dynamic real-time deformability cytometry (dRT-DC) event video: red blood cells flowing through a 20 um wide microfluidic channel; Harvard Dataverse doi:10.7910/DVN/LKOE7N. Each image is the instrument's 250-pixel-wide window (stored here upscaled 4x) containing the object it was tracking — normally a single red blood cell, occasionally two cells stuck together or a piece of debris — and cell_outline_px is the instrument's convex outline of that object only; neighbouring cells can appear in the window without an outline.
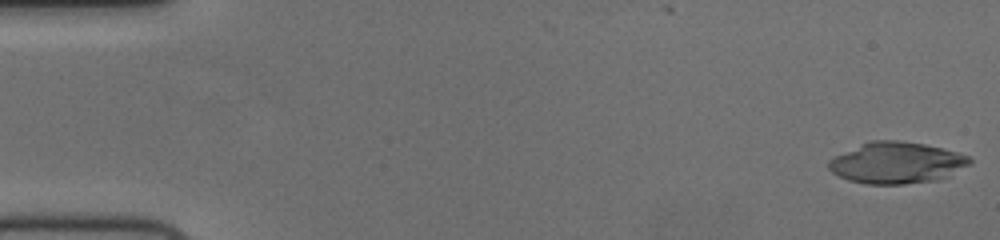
{"species": "human", "species_latin": "Homo sapiens", "temperature_condition": "cold", "stored_images_in_passage": 55, "camera_frame_rate_fps": 3000, "um_per_image_px": 0.085, "donor": {"sex": "female"}, "frame": {"image": 1, "passage_image": 1, "time_ms": 0.0, "image_size_px": [1000, 240], "cell_outline_px": [[972, 164], [940, 180], [904, 184], [864, 184], [848, 180], [832, 172], [828, 168], [828, 160], [868, 140], [900, 140], [924, 144], [944, 148], [968, 156], [972, 160]], "centroid_in_image_um": [76.24, 13.84], "position_along_channel_um": 8.8, "area_um2": 34.22}}
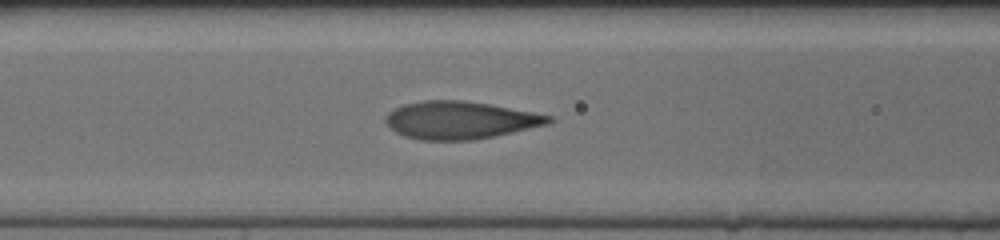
{"frame": {"image": 2, "passage_image": 23, "time_ms": 7.333, "image_size_px": [1000, 240], "cell_outline_px": [[556, 120], [552, 124], [496, 136], [472, 140], [420, 140], [404, 136], [396, 132], [384, 120], [384, 116], [388, 112], [404, 104], [424, 100], [464, 100], [488, 104], [532, 112], [552, 116]], "centroid_in_image_um": [39.15, 10.22], "position_along_channel_um": 127.5, "area_um2": 35.95}}
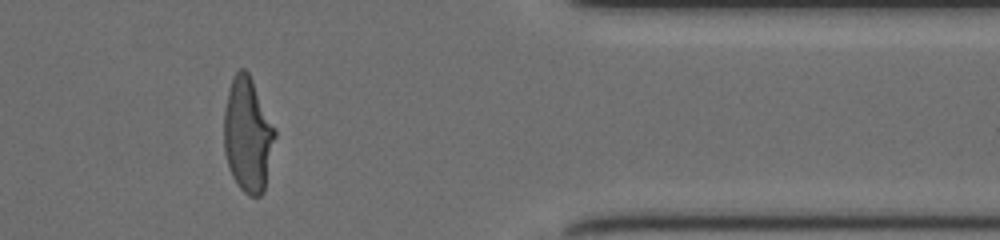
{"frame": {"image": 3, "passage_image": 46, "time_ms": 15.0, "image_size_px": [1000, 240], "cell_outline_px": [[276, 136], [264, 192], [260, 196], [248, 196], [240, 188], [232, 176], [228, 168], [224, 152], [224, 112], [228, 92], [232, 76], [240, 68], [244, 68], [248, 72], [276, 128]], "centroid_in_image_um": [21.06, 11.48], "position_along_channel_um": 390.3, "area_um2": 34.28}, "authors_computed_cell_mechanics": {"area_um2": 34.7956, "velocity_mm_per_s": 3.7297, "shape_relaxation_time_tau1_ms": 4.2425, "shape_relaxation_time_tau2_ms": null, "deformation_change_tau1": 0.2161, "deformation_change_tau2": null}}